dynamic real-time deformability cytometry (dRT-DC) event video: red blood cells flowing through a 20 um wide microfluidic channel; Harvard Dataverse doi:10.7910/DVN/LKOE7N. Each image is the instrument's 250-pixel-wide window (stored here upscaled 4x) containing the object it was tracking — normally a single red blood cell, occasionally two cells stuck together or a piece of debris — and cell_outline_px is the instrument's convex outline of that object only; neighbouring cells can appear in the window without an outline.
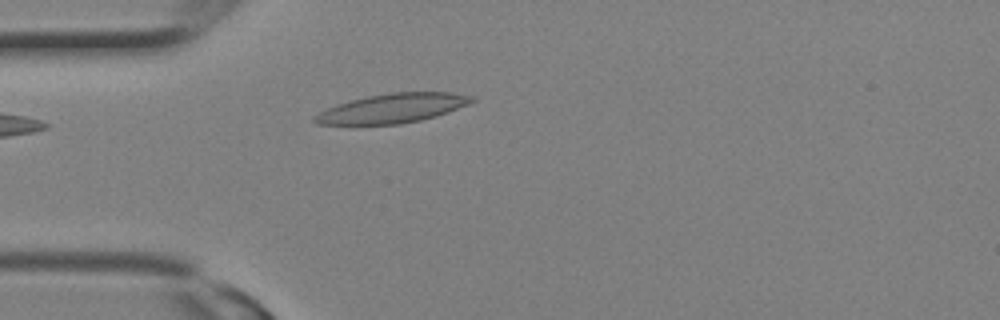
{"species": "Egyptian fruit bat (a non-hibernating species)", "species_latin": "Rousettus aegyptiacus", "temperature_condition": "room temperature", "stored_images_in_passage": 2, "camera_frame_rate_fps": 3000, "um_per_image_px": 0.085, "animal": {"sex": "female"}, "frame": {"image": 1, "passage_image": 2, "time_ms": 0.333, "image_size_px": [1000, 320], "cell_outline_px": [[476, 100], [468, 104], [448, 112], [436, 116], [420, 120], [400, 124], [352, 128], [316, 124], [312, 120], [312, 116], [336, 104], [368, 96], [392, 92], [452, 92], [476, 96]], "centroid_in_image_um": [33.26, 9.26], "position_along_channel_um": 51.7, "area_um2": 27.98}}